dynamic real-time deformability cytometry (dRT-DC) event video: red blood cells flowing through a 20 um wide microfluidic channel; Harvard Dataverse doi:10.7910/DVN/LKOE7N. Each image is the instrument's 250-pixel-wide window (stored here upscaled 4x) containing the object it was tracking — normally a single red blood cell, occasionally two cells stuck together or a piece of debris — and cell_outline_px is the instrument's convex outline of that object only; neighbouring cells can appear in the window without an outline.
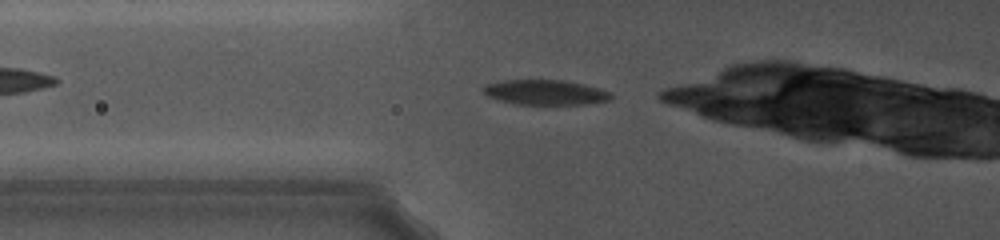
{"species": "common noctule bat (a hibernating species)", "species_latin": "Nyctalus noctula", "temperature_condition": "cold", "stored_images_in_passage": 36, "camera_frame_rate_fps": 5000, "um_per_image_px": 0.085, "animal": {"sex": "female", "body_mass_g": 19.0, "forearm_length_mm": 56.7}, "frame": {"image": 1, "passage_image": 2, "time_ms": 0.2, "image_size_px": [1000, 240], "cell_outline_px": [[612, 100], [584, 104], [516, 104], [500, 100], [488, 96], [480, 88], [484, 84], [500, 80], [564, 80], [584, 84], [612, 92]], "centroid_in_image_um": [46.34, 7.84], "position_along_channel_um": 79.5, "area_um2": 18.73}}
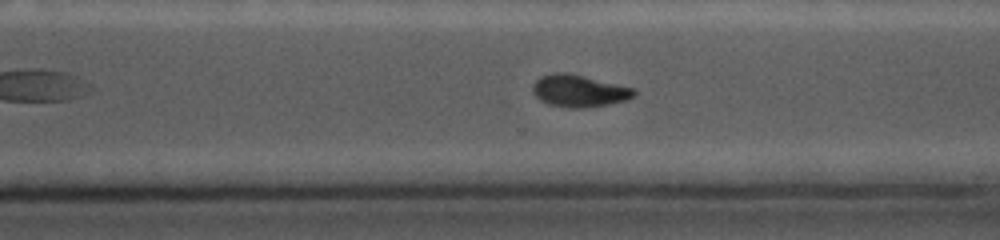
{"frame": {"image": 2, "passage_image": 27, "time_ms": 6.6, "image_size_px": [1000, 240], "cell_outline_px": [[636, 96], [628, 100], [608, 104], [584, 108], [568, 108], [548, 104], [540, 100], [532, 92], [532, 84], [540, 76], [552, 72], [568, 72], [636, 88]], "centroid_in_image_um": [49.23, 7.71], "position_along_channel_um": 321.4, "area_um2": 19.36}}
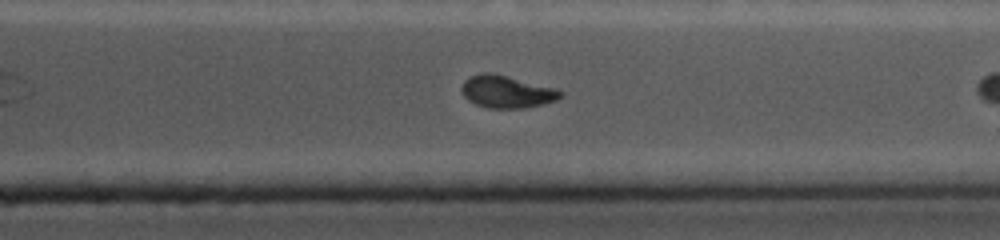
{"frame": {"image": 3, "passage_image": 32, "time_ms": 7.8, "image_size_px": [1000, 240], "cell_outline_px": [[564, 96], [556, 100], [544, 104], [524, 108], [488, 108], [476, 104], [468, 100], [464, 96], [460, 88], [464, 80], [468, 76], [480, 72], [496, 72], [556, 88]], "centroid_in_image_um": [43.05, 7.77], "position_along_channel_um": 368.4, "area_um2": 19.07}}